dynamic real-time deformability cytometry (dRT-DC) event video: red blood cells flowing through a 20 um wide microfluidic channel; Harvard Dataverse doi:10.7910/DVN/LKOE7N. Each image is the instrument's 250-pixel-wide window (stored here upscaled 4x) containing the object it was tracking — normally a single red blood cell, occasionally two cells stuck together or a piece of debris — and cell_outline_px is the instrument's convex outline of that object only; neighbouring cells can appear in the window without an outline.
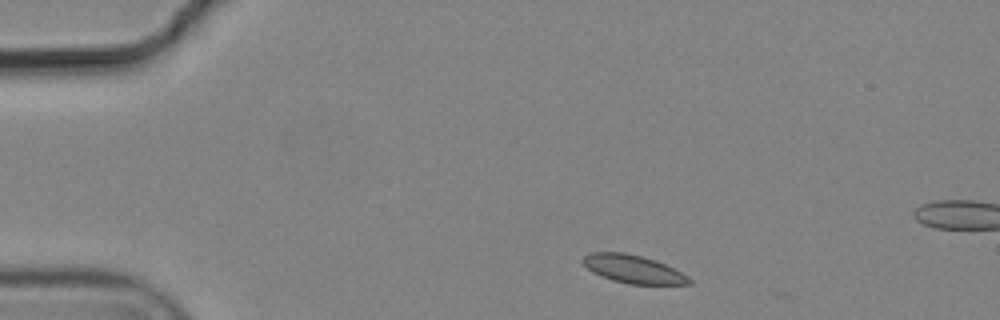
{"species": "common noctule bat (a hibernating species)", "species_latin": "Nyctalus noctula", "temperature_condition": "cold", "stored_images_in_passage": 4, "camera_frame_rate_fps": 3000, "um_per_image_px": 0.085, "animal": {"sex": "male", "body_mass_g": 19.2, "forearm_length_mm": 51.8}, "frame": {"image": 1, "passage_image": 1, "time_ms": 0.0, "image_size_px": [1000, 320], "cell_outline_px": [[692, 284], [628, 284], [612, 280], [600, 276], [592, 272], [580, 260], [588, 252], [624, 252], [644, 256], [656, 260], [688, 276], [692, 280]], "centroid_in_image_um": [53.78, 22.86], "position_along_channel_um": 31.2, "area_um2": 17.51}}
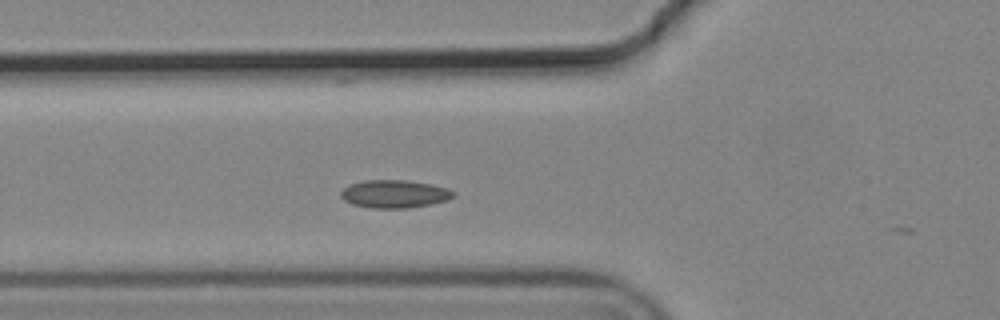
{"frame": {"image": 2, "passage_image": 4, "time_ms": 1.0, "image_size_px": [1000, 320], "cell_outline_px": [[456, 196], [448, 200], [432, 204], [408, 208], [372, 208], [352, 204], [344, 200], [340, 196], [340, 192], [348, 184], [364, 180], [408, 180], [432, 184], [456, 192]], "centroid_in_image_um": [33.53, 16.48], "position_along_channel_um": 92.3, "area_um2": 18.5}}